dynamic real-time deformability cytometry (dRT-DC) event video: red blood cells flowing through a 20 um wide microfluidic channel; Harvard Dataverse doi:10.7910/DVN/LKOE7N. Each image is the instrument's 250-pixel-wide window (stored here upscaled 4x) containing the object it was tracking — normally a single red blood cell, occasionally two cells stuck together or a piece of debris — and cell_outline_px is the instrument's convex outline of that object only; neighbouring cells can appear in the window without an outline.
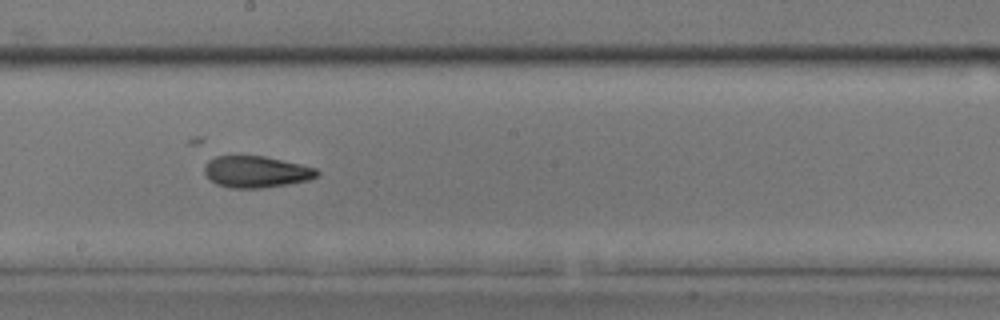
{"species": "common noctule bat (a hibernating species)", "species_latin": "Nyctalus noctula", "temperature_condition": "room temperature", "stored_images_in_passage": 26, "camera_frame_rate_fps": 3000, "um_per_image_px": 0.085, "animal": {"sex": "male", "body_mass_g": 17.9, "forearm_length_mm": 54.2}, "frame": {"image": 1, "passage_image": 15, "time_ms": 4.667, "image_size_px": [1000, 320], "cell_outline_px": [[320, 172], [316, 176], [308, 180], [288, 184], [260, 188], [228, 188], [216, 184], [208, 180], [204, 172], [204, 164], [208, 160], [216, 156], [264, 156], [300, 164], [316, 168]], "centroid_in_image_um": [21.72, 14.61], "position_along_channel_um": 226.5, "area_um2": 20.81}}